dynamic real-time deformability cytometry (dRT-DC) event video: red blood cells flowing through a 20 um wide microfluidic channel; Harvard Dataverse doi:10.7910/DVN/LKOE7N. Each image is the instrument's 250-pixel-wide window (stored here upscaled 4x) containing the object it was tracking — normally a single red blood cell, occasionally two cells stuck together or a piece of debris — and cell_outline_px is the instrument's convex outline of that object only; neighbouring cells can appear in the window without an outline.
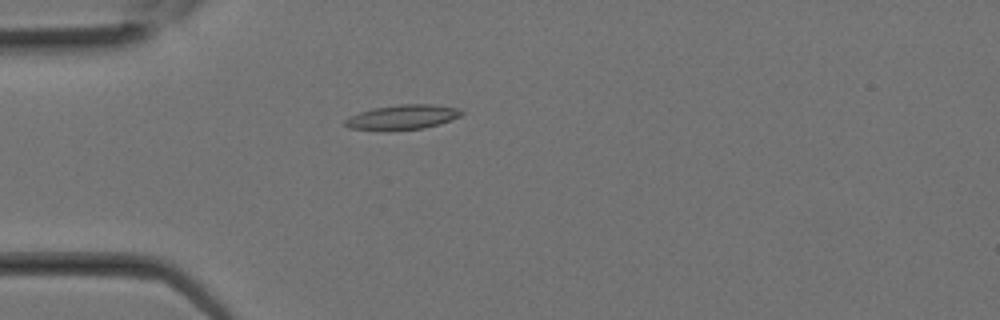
{"species": "Egyptian fruit bat (a non-hibernating species)", "species_latin": "Rousettus aegyptiacus", "temperature_condition": "room temperature", "stored_images_in_passage": 5, "camera_frame_rate_fps": 3000, "um_per_image_px": 0.085, "animal": {"sex": "female"}, "frame": {"image": 1, "passage_image": 1, "time_ms": 0.0, "image_size_px": [1000, 320], "cell_outline_px": [[464, 112], [460, 116], [452, 120], [440, 124], [424, 128], [348, 128], [344, 124], [344, 120], [348, 116], [372, 108], [400, 104], [432, 104], [456, 108]], "centroid_in_image_um": [34.25, 9.91], "position_along_channel_um": 50.8, "area_um2": 16.13}}
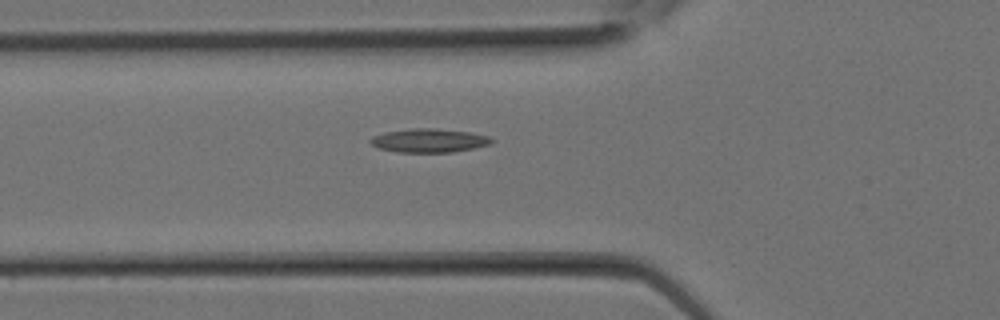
{"frame": {"image": 2, "passage_image": 3, "time_ms": 0.667, "image_size_px": [1000, 320], "cell_outline_px": [[496, 140], [492, 144], [452, 152], [396, 152], [380, 148], [372, 144], [368, 140], [372, 136], [384, 132], [412, 128], [436, 128], [468, 132], [488, 136]], "centroid_in_image_um": [36.47, 11.94], "position_along_channel_um": 89.3, "area_um2": 16.76}}
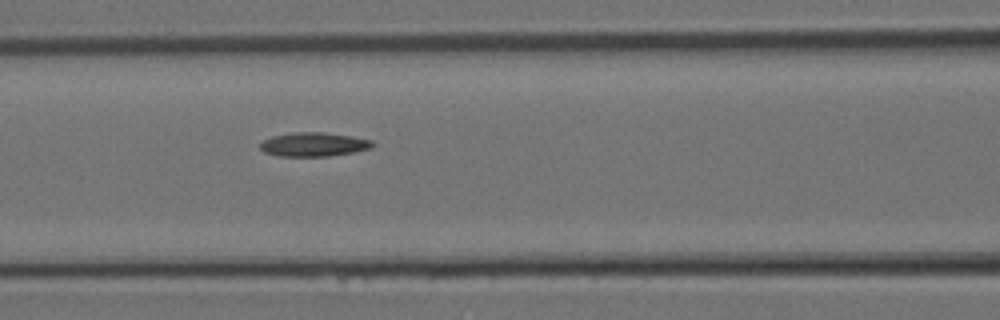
{"frame": {"image": 3, "passage_image": 5, "time_ms": 1.333, "image_size_px": [1000, 320], "cell_outline_px": [[376, 144], [372, 148], [352, 152], [328, 156], [280, 156], [264, 152], [260, 148], [260, 144], [264, 140], [272, 136], [292, 132], [320, 132], [352, 136], [372, 140]], "centroid_in_image_um": [26.68, 12.27], "position_along_channel_um": 139.9, "area_um2": 15.66}}